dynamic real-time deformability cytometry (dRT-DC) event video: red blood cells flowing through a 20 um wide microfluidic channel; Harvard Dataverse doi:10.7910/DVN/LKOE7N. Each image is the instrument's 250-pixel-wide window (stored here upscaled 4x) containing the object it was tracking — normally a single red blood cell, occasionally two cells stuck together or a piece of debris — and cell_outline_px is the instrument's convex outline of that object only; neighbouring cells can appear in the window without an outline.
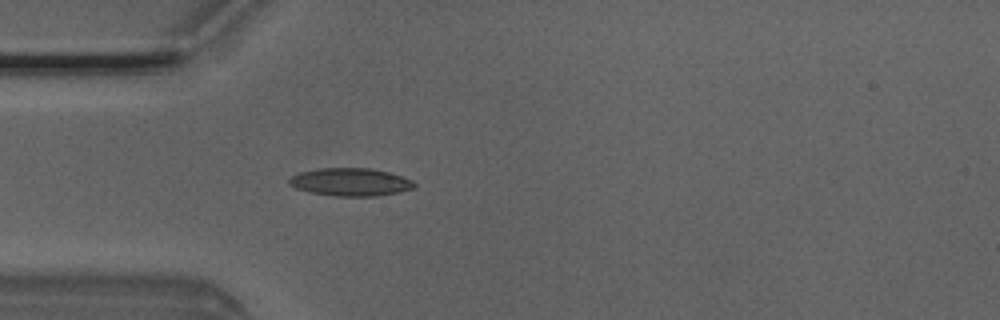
{"species": "Egyptian fruit bat (a non-hibernating species)", "species_latin": "Rousettus aegyptiacus", "temperature_condition": "room temperature", "stored_images_in_passage": 4, "camera_frame_rate_fps": 3000, "um_per_image_px": 0.085, "animal": {"sex": "male"}, "frame": {"image": 1, "passage_image": 4, "time_ms": 1.0, "image_size_px": [1000, 320], "cell_outline_px": [[416, 184], [412, 188], [400, 192], [376, 196], [336, 196], [312, 192], [296, 188], [288, 184], [288, 180], [292, 176], [300, 172], [320, 168], [372, 168], [388, 172], [412, 180]], "centroid_in_image_um": [29.79, 15.47], "position_along_channel_um": 55.2, "area_um2": 20.17}}